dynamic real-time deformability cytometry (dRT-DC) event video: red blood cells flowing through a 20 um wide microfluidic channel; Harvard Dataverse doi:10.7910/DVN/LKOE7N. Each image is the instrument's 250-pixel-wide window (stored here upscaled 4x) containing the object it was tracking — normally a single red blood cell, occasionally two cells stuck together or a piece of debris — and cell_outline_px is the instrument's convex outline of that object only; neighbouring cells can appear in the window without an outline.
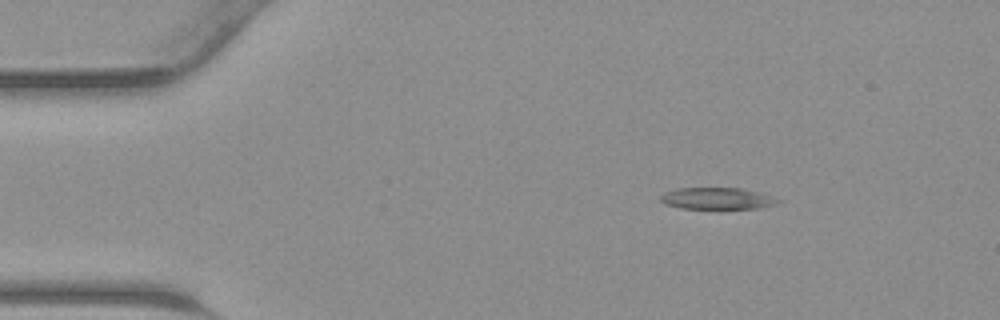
{"species": "common noctule bat (a hibernating species)", "species_latin": "Nyctalus noctula", "temperature_condition": "warm", "stored_images_in_passage": 39, "camera_frame_rate_fps": 3000, "um_per_image_px": 0.085, "animal": {"sex": "male", "body_mass_g": 23.1, "forearm_length_mm": 52.7}, "frame": {"image": 1, "passage_image": 1, "time_ms": 0.0, "image_size_px": [1000, 320], "cell_outline_px": [[784, 200], [776, 204], [756, 208], [680, 208], [664, 204], [660, 200], [660, 196], [664, 192], [676, 188], [740, 188], [772, 196]], "centroid_in_image_um": [60.93, 16.86], "position_along_channel_um": 24.1, "area_um2": 14.74}}
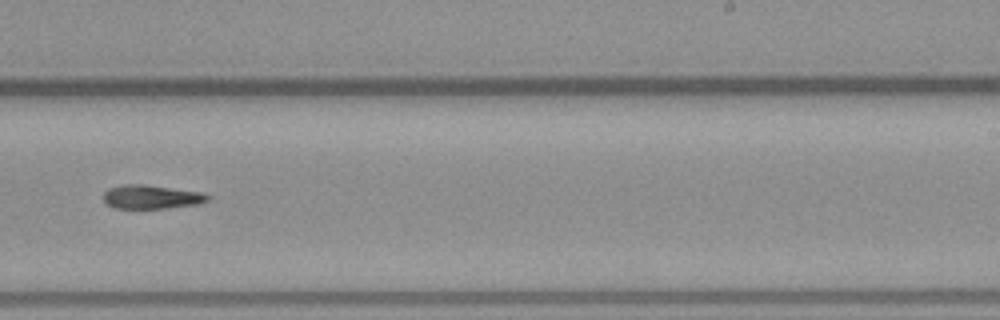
{"frame": {"image": 2, "passage_image": 22, "time_ms": 7.0, "image_size_px": [1000, 320], "cell_outline_px": [[212, 196], [208, 200], [196, 204], [164, 208], [112, 208], [104, 204], [104, 192], [108, 188], [124, 184], [144, 184], [204, 192]], "centroid_in_image_um": [12.85, 16.73], "position_along_channel_um": 276.1, "area_um2": 14.62}}
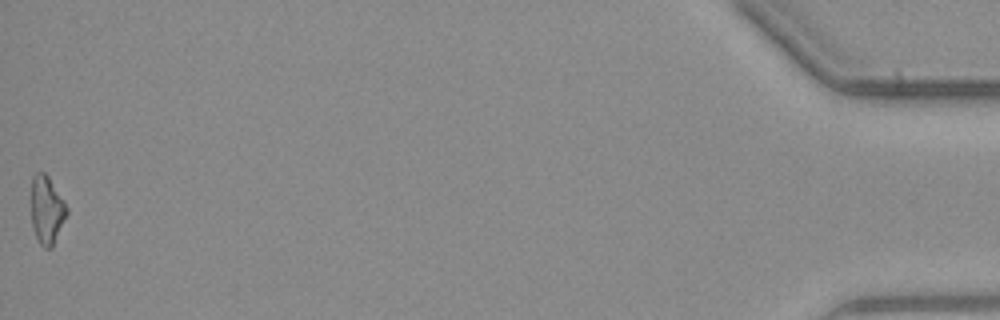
{"frame": {"image": 3, "passage_image": 39, "time_ms": 12.667, "image_size_px": [1000, 320], "cell_outline_px": [[68, 212], [52, 248], [44, 248], [40, 244], [32, 228], [32, 176], [36, 172], [44, 172], [48, 176], [64, 200], [68, 208]], "centroid_in_image_um": [3.98, 17.85], "position_along_channel_um": 431.2, "area_um2": 14.05}}